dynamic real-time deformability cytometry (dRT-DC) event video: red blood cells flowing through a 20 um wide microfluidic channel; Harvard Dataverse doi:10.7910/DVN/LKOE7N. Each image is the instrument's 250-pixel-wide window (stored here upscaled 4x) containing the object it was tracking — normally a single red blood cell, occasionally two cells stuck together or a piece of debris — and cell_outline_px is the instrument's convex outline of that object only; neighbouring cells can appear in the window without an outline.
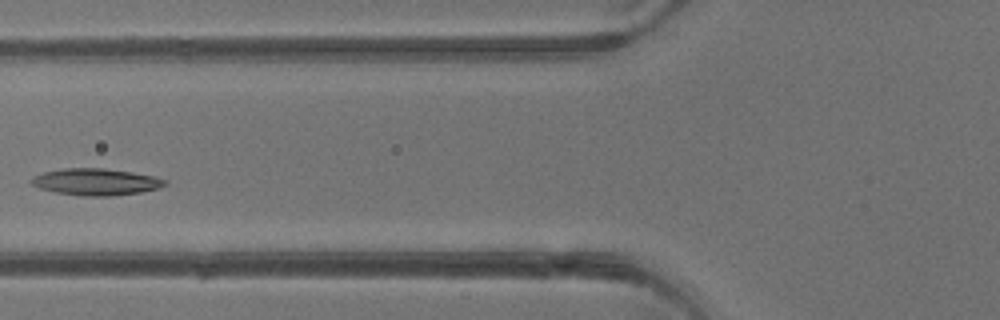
{"species": "common noctule bat (a hibernating species)", "species_latin": "Nyctalus noctula", "temperature_condition": "warm", "stored_images_in_passage": 3, "camera_frame_rate_fps": 3000, "um_per_image_px": 0.085, "animal": {"sex": "male", "body_mass_g": 13.3}, "frame": {"image": 1, "passage_image": 3, "time_ms": 2.333, "image_size_px": [1000, 320], "cell_outline_px": [[168, 184], [160, 188], [140, 192], [112, 196], [84, 196], [56, 192], [40, 188], [32, 184], [28, 180], [32, 176], [44, 172], [64, 168], [104, 168], [132, 172], [152, 176], [168, 180]], "centroid_in_image_um": [8.16, 15.46], "position_along_channel_um": 117.6, "area_um2": 20.87}}